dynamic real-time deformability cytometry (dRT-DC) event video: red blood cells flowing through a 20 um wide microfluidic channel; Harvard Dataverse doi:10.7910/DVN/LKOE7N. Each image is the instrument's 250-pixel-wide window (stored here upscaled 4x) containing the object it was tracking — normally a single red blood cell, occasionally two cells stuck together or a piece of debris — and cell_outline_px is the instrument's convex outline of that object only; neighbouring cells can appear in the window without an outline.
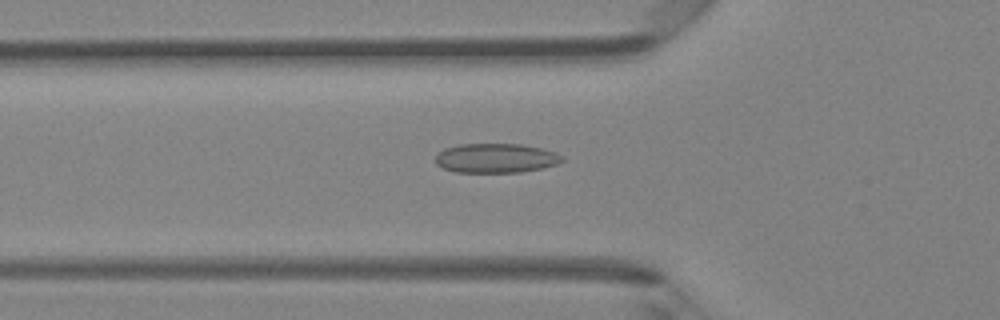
{"species": "Egyptian fruit bat (a non-hibernating species)", "species_latin": "Rousettus aegyptiacus", "temperature_condition": "room temperature", "stored_images_in_passage": 47, "camera_frame_rate_fps": 3000, "um_per_image_px": 0.085, "animal": {"sex": "female"}, "frame": {"image": 1, "passage_image": 16, "time_ms": 5.0, "image_size_px": [1000, 320], "cell_outline_px": [[564, 160], [556, 164], [540, 168], [520, 172], [456, 172], [444, 168], [436, 164], [436, 152], [444, 148], [460, 144], [520, 144], [544, 148], [556, 152], [564, 156]], "centroid_in_image_um": [42.15, 13.43], "position_along_channel_um": 83.6, "area_um2": 21.79}}
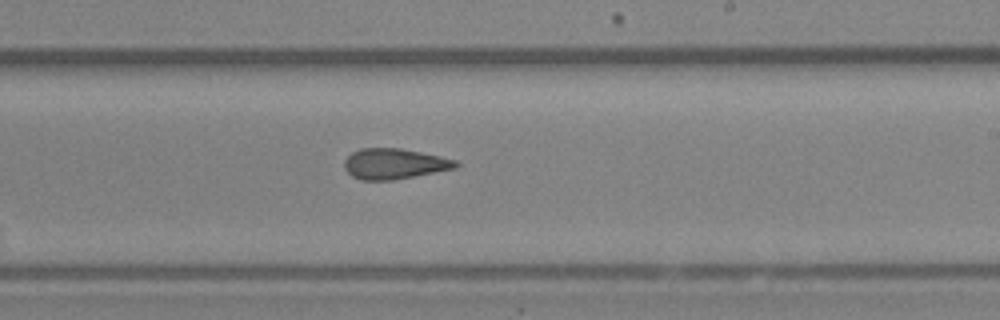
{"frame": {"image": 2, "passage_image": 28, "time_ms": 9.0, "image_size_px": [1000, 320], "cell_outline_px": [[460, 164], [456, 168], [392, 180], [360, 180], [352, 176], [344, 168], [344, 160], [352, 152], [360, 148], [400, 148], [440, 156], [456, 160]], "centroid_in_image_um": [33.5, 13.92], "position_along_channel_um": 255.5, "area_um2": 19.77}}
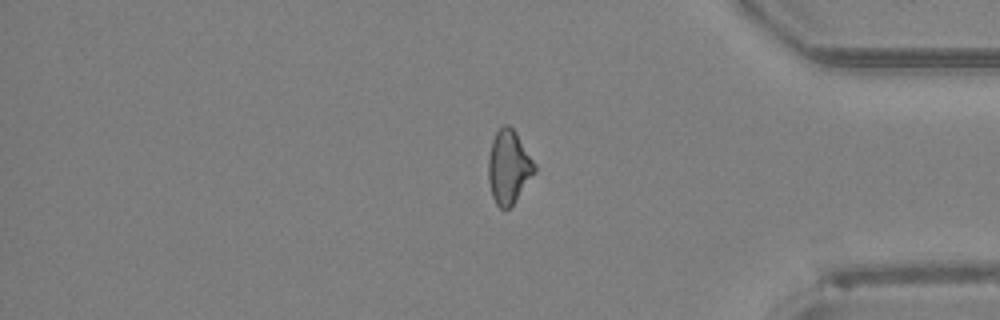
{"frame": {"image": 3, "passage_image": 39, "time_ms": 12.667, "image_size_px": [1000, 320], "cell_outline_px": [[536, 172], [512, 204], [508, 208], [500, 208], [496, 204], [492, 196], [488, 180], [488, 156], [492, 140], [496, 132], [504, 124], [508, 124], [516, 132], [536, 164]], "centroid_in_image_um": [43.23, 14.17], "position_along_channel_um": 392.0, "area_um2": 19.77}, "authors_computed_cell_mechanics": {"area_um2": 20.23, "velocity_mm_per_s": 4.2922, "shape_relaxation_time_tau1_ms": null, "shape_relaxation_time_tau2_ms": 2.6388, "deformation_change_tau1": null, "deformation_change_tau2": 0.1083}}